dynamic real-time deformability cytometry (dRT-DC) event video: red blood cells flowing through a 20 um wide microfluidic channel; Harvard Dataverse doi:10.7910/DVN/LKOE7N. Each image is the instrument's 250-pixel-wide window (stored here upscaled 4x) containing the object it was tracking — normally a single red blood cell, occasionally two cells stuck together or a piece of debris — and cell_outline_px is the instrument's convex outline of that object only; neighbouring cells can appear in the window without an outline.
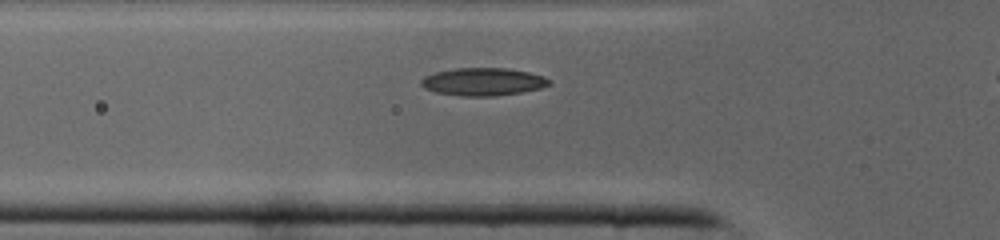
{"species": "common noctule bat (a hibernating species)", "species_latin": "Nyctalus noctula", "temperature_condition": "cold", "stored_images_in_passage": 28, "camera_frame_rate_fps": 3000, "um_per_image_px": 0.085, "animal": {"sex": "male", "body_mass_g": 19.0, "forearm_length_mm": 50.8}, "frame": {"image": 1, "passage_image": 7, "time_ms": 2.0, "image_size_px": [1000, 240], "cell_outline_px": [[552, 84], [540, 88], [520, 92], [496, 96], [464, 96], [436, 92], [424, 88], [420, 84], [420, 80], [424, 76], [436, 72], [456, 68], [508, 68], [528, 72], [544, 76], [552, 80]], "centroid_in_image_um": [41.08, 6.94], "position_along_channel_um": 84.7, "area_um2": 20.75}}
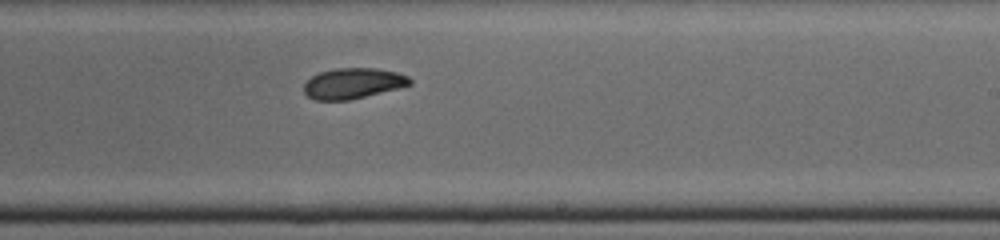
{"frame": {"image": 2, "passage_image": 18, "time_ms": 5.667, "image_size_px": [1000, 240], "cell_outline_px": [[412, 84], [348, 100], [316, 100], [308, 96], [304, 92], [304, 84], [312, 76], [320, 72], [336, 68], [376, 68], [396, 72], [408, 76], [412, 80]], "centroid_in_image_um": [29.99, 7.07], "position_along_channel_um": 259.0, "area_um2": 18.61}}
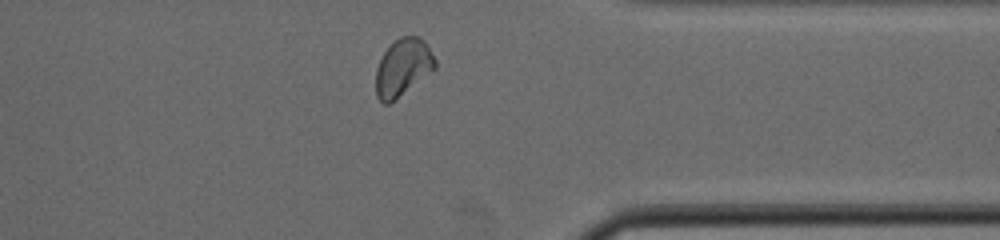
{"frame": {"image": 3, "passage_image": 26, "time_ms": 8.333, "image_size_px": [1000, 240], "cell_outline_px": [[436, 68], [388, 104], [384, 104], [376, 96], [376, 68], [384, 52], [400, 36], [420, 36], [424, 40], [436, 60]], "centroid_in_image_um": [34.24, 5.71], "position_along_channel_um": 377.2, "area_um2": 19.42}}